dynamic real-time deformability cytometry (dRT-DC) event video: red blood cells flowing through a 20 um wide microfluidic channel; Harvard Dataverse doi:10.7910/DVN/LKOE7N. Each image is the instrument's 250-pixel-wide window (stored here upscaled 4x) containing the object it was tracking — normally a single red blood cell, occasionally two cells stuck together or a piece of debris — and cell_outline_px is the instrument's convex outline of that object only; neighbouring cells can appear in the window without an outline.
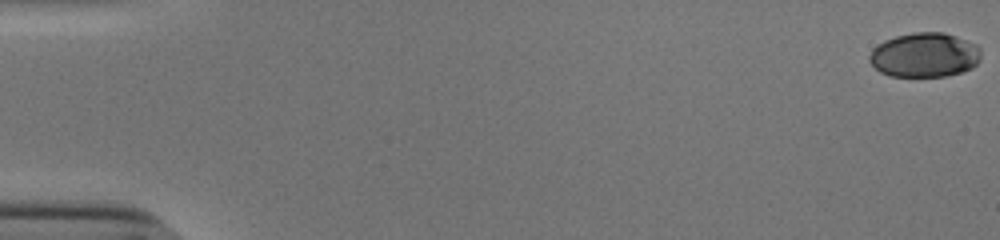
{"species": "human", "species_latin": "Homo sapiens", "temperature_condition": "cold", "stored_images_in_passage": 54, "camera_frame_rate_fps": 3000, "um_per_image_px": 0.085, "donor": {"sex": "male"}, "frame": {"image": 1, "passage_image": 1, "time_ms": 0.0, "image_size_px": [1000, 240], "cell_outline_px": [[980, 60], [972, 68], [960, 72], [944, 76], [892, 76], [880, 72], [868, 60], [868, 56], [872, 48], [884, 40], [896, 36], [912, 32], [944, 32], [956, 36], [976, 44], [980, 48]], "centroid_in_image_um": [78.57, 4.66], "position_along_channel_um": 6.4, "area_um2": 29.02}}
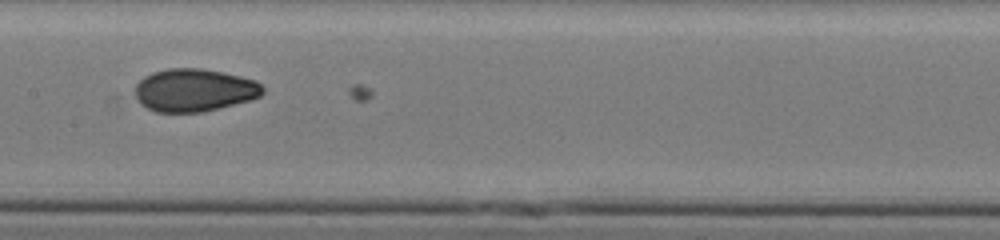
{"frame": {"image": 2, "passage_image": 29, "time_ms": 9.333, "image_size_px": [1000, 240], "cell_outline_px": [[264, 92], [260, 96], [252, 100], [200, 112], [156, 112], [140, 104], [136, 96], [136, 84], [144, 76], [152, 72], [168, 68], [200, 68], [224, 72], [256, 80], [264, 88]], "centroid_in_image_um": [16.52, 7.65], "position_along_channel_um": 190.9, "area_um2": 31.91}}
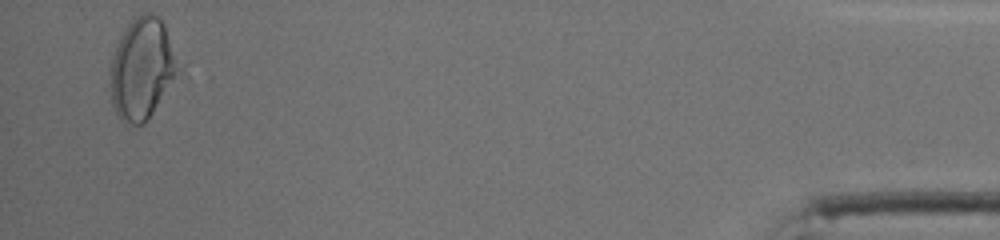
{"frame": {"image": 3, "passage_image": 53, "time_ms": 17.333, "image_size_px": [1000, 240], "cell_outline_px": [[188, 76], [144, 124], [124, 124], [120, 120], [112, 104], [108, 84], [112, 60], [120, 36], [128, 24], [136, 16], [144, 12], [152, 12], [164, 24]], "centroid_in_image_um": [12.23, 5.93], "position_along_channel_um": 423.0, "area_um2": 42.95}, "authors_computed_cell_mechanics": {"area_um2": 31.1831, "velocity_mm_per_s": 3.877, "shape_relaxation_time_tau1_ms": 6.2855, "shape_relaxation_time_tau2_ms": 1.1867, "deformation_change_tau1": 0.1797, "deformation_change_tau2": 0.048}}